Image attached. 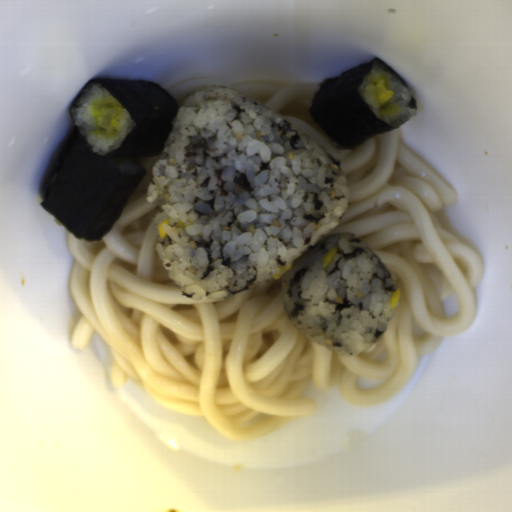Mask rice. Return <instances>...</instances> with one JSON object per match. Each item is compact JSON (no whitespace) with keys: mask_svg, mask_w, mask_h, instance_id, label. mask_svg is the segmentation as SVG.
<instances>
[{"mask_svg":"<svg viewBox=\"0 0 512 512\" xmlns=\"http://www.w3.org/2000/svg\"><path fill=\"white\" fill-rule=\"evenodd\" d=\"M350 197L342 167L305 132L215 84L182 102L146 193L157 254L195 301L274 280L337 228Z\"/></svg>","mask_w":512,"mask_h":512,"instance_id":"obj_1","label":"rice"},{"mask_svg":"<svg viewBox=\"0 0 512 512\" xmlns=\"http://www.w3.org/2000/svg\"><path fill=\"white\" fill-rule=\"evenodd\" d=\"M337 253L322 263L332 248ZM399 285L380 258L352 232L330 235L281 280L282 306L295 328L339 357H353L389 326Z\"/></svg>","mask_w":512,"mask_h":512,"instance_id":"obj_2","label":"rice"},{"mask_svg":"<svg viewBox=\"0 0 512 512\" xmlns=\"http://www.w3.org/2000/svg\"><path fill=\"white\" fill-rule=\"evenodd\" d=\"M104 107L114 108L116 112L108 131L96 123L98 112ZM70 115L91 151L104 156L121 146L135 125L117 99L96 83L81 93Z\"/></svg>","mask_w":512,"mask_h":512,"instance_id":"obj_3","label":"rice"},{"mask_svg":"<svg viewBox=\"0 0 512 512\" xmlns=\"http://www.w3.org/2000/svg\"><path fill=\"white\" fill-rule=\"evenodd\" d=\"M384 84L386 89L393 90L391 100L380 104L376 100V83ZM358 93L373 114L383 123L391 127H400L416 116V108L410 106L412 93L393 74L382 67L375 66L362 79Z\"/></svg>","mask_w":512,"mask_h":512,"instance_id":"obj_4","label":"rice"},{"mask_svg":"<svg viewBox=\"0 0 512 512\" xmlns=\"http://www.w3.org/2000/svg\"><path fill=\"white\" fill-rule=\"evenodd\" d=\"M108 163L114 166L116 169L121 171L122 173L128 175H135L142 172V168L139 163L135 162L132 159L128 158H113L107 159Z\"/></svg>","mask_w":512,"mask_h":512,"instance_id":"obj_5","label":"rice"}]
</instances>
